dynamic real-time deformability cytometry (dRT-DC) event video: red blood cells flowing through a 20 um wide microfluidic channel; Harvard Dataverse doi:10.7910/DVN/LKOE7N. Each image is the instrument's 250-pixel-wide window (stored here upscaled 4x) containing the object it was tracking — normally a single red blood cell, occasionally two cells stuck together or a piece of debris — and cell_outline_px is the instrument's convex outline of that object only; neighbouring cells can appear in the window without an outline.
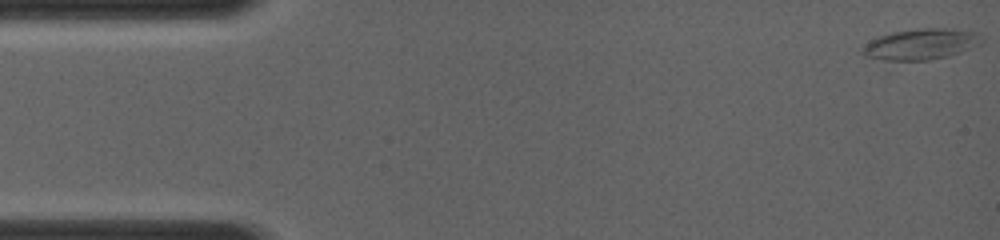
{"species": "common noctule bat (a hibernating species)", "species_latin": "Nyctalus noctula", "temperature_condition": "room temperature", "stored_images_in_passage": 11, "camera_frame_rate_fps": 4000, "um_per_image_px": 0.085, "animal": {"sex": "female", "body_mass_g": 19.0, "forearm_length_mm": 56.7}, "frame": {"image": 1, "passage_image": 1, "time_ms": 0.0, "image_size_px": [1000, 240], "cell_outline_px": [[984, 40], [980, 44], [960, 52], [948, 56], [888, 72], [864, 56], [860, 52], [864, 44], [880, 36], [892, 32], [916, 28], [952, 28], [980, 32]], "centroid_in_image_um": [78.05, 3.94], "position_along_channel_um": 6.9, "area_um2": 24.68}}
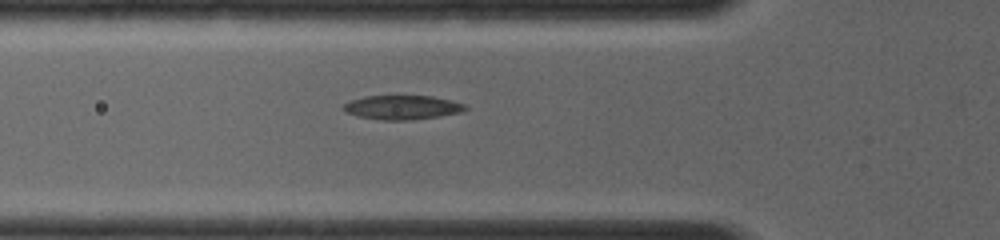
{"frame": {"image": 2, "passage_image": 8, "time_ms": 4.5, "image_size_px": [1000, 240], "cell_outline_px": [[468, 108], [464, 112], [440, 116], [412, 120], [380, 120], [356, 116], [344, 112], [340, 108], [344, 104], [352, 100], [364, 96], [432, 96], [468, 104]], "centroid_in_image_um": [34.2, 9.13], "position_along_channel_um": 91.6, "area_um2": 17.46}}
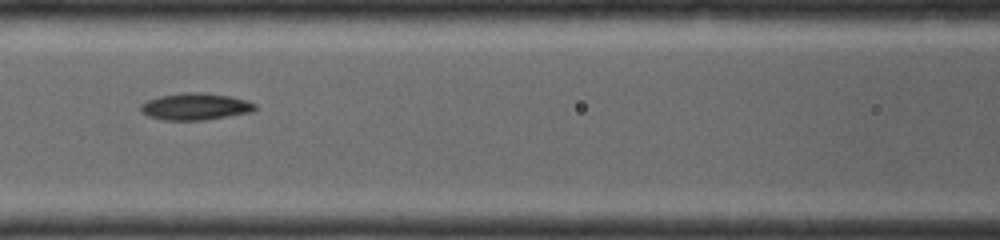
{"frame": {"image": 3, "passage_image": 10, "time_ms": 5.75, "image_size_px": [1000, 240], "cell_outline_px": [[256, 108], [252, 112], [204, 120], [164, 120], [148, 116], [140, 112], [140, 104], [148, 100], [160, 96], [184, 92], [204, 92], [228, 96], [248, 100], [256, 104]], "centroid_in_image_um": [16.6, 9.05], "position_along_channel_um": 150.0, "area_um2": 17.98}}